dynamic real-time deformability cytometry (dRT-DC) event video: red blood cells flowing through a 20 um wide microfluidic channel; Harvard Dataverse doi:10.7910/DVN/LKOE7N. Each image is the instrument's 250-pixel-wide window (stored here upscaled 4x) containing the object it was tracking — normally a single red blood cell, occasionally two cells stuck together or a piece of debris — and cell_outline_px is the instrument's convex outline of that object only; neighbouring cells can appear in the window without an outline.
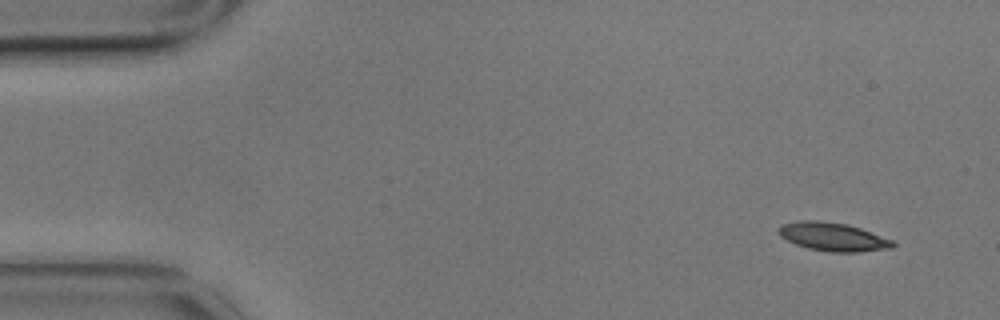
{"species": "common noctule bat (a hibernating species)", "species_latin": "Nyctalus noctula", "temperature_condition": "cold", "stored_images_in_passage": 5, "camera_frame_rate_fps": 3000, "um_per_image_px": 0.085, "animal": {"sex": "male", "body_mass_g": 17.9}, "frame": {"image": 1, "passage_image": 1, "time_ms": 0.0, "image_size_px": [1000, 320], "cell_outline_px": [[896, 244], [892, 248], [860, 252], [828, 252], [808, 248], [796, 244], [780, 236], [780, 224], [800, 220], [820, 220], [848, 224], [896, 240]], "centroid_in_image_um": [70.86, 20.12], "position_along_channel_um": 14.1, "area_um2": 19.13}}
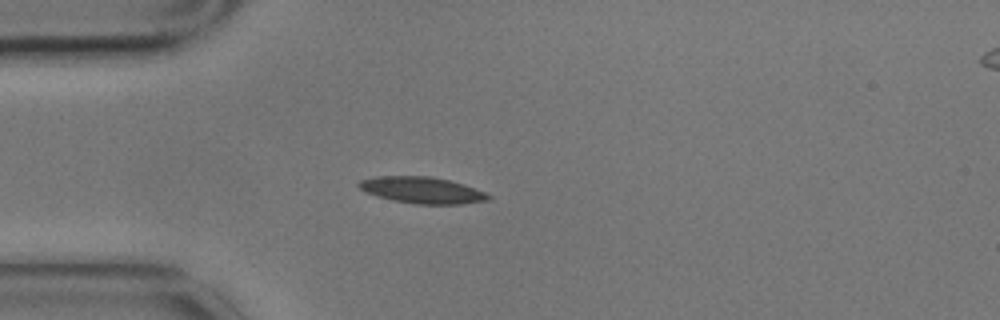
{"frame": {"image": 2, "passage_image": 4, "time_ms": 1.0, "image_size_px": [1000, 320], "cell_outline_px": [[492, 200], [460, 204], [416, 204], [392, 200], [376, 196], [364, 192], [356, 184], [360, 180], [376, 176], [432, 176], [464, 184], [484, 192], [492, 196]], "centroid_in_image_um": [35.87, 16.16], "position_along_channel_um": 49.1, "area_um2": 20.11}}